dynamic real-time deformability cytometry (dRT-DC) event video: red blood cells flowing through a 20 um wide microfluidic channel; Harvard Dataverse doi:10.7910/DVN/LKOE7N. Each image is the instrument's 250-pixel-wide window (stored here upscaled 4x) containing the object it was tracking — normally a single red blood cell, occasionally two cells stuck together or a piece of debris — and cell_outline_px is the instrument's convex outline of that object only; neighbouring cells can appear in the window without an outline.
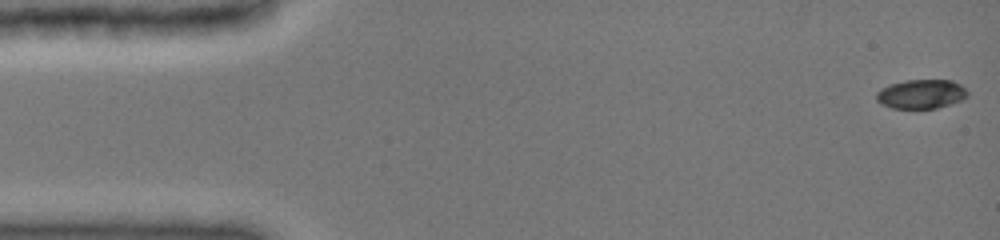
{"species": "common noctule bat (a hibernating species)", "species_latin": "Nyctalus noctula", "temperature_condition": "cold", "stored_images_in_passage": 79, "camera_frame_rate_fps": 3000, "um_per_image_px": 0.085, "animal": {"sex": "female", "body_mass_g": 19.0, "forearm_length_mm": 51.5}, "frame": {"image": 1, "passage_image": 1, "time_ms": 0.0, "image_size_px": [1000, 240], "cell_outline_px": [[968, 96], [964, 100], [936, 108], [892, 108], [880, 104], [876, 100], [876, 92], [880, 88], [904, 80], [952, 80], [960, 84], [968, 92]], "centroid_in_image_um": [78.3, 7.99], "position_along_channel_um": 6.7, "area_um2": 15.61}}
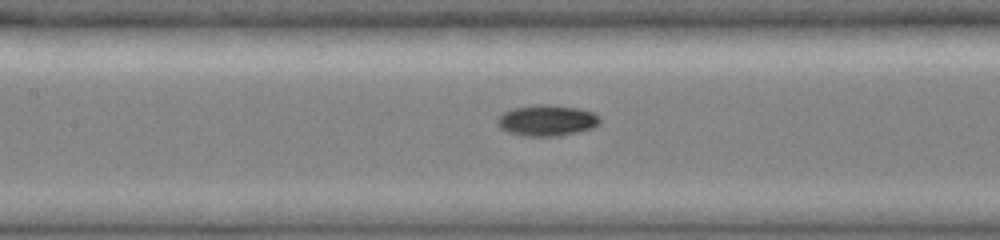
{"frame": {"image": 2, "passage_image": 33, "time_ms": 7.0, "image_size_px": [1000, 240], "cell_outline_px": [[600, 124], [592, 128], [560, 136], [524, 136], [508, 132], [500, 128], [496, 124], [496, 120], [504, 112], [512, 108], [536, 104], [544, 104], [580, 108], [592, 112], [600, 116]], "centroid_in_image_um": [46.48, 10.23], "position_along_channel_um": 160.9, "area_um2": 18.67}}
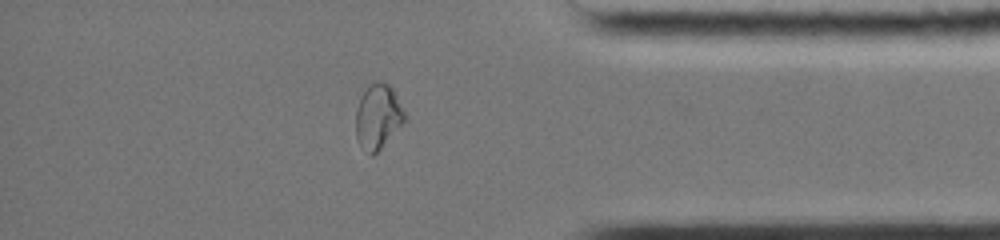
{"frame": {"image": 3, "passage_image": 66, "time_ms": 13.333, "image_size_px": [1000, 240], "cell_outline_px": [[404, 120], [380, 148], [372, 156], [360, 144], [356, 136], [356, 108], [360, 96], [368, 84], [380, 80], [388, 84], [392, 88], [404, 112]], "centroid_in_image_um": [32.08, 9.85], "position_along_channel_um": 403.1, "area_um2": 17.92}, "authors_computed_cell_mechanics": {"area_um2": 16.9932, "velocity_mm_per_s": 3.9775, "shape_relaxation_time_tau1_ms": 5.4565, "shape_relaxation_time_tau2_ms": 3.0627, "deformation_change_tau1": 0.2252, "deformation_change_tau2": 0.043}}